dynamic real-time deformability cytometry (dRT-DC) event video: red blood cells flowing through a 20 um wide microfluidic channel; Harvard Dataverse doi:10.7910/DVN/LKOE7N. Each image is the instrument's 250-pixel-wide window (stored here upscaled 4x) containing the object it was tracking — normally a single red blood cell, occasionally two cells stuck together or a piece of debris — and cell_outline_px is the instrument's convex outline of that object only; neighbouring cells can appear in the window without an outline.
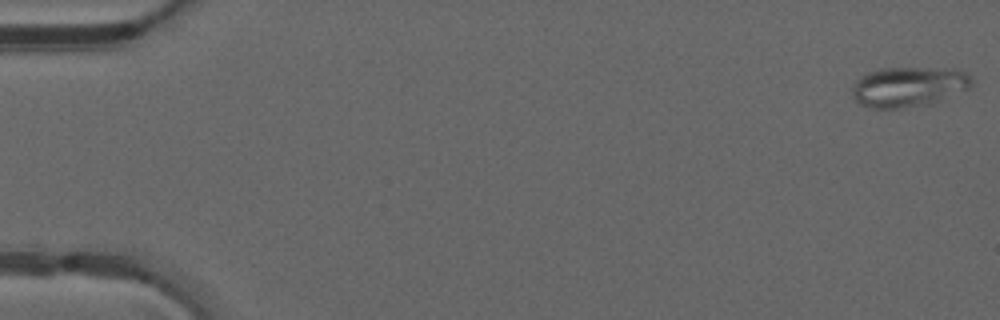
{"species": "common noctule bat (a hibernating species)", "species_latin": "Nyctalus noctula", "temperature_condition": "warm", "stored_images_in_passage": 49, "camera_frame_rate_fps": 3000, "um_per_image_px": 0.085, "animal": {"sex": "male", "forearm_length_mm": 52.5}, "frame": {"image": 1, "passage_image": 1, "time_ms": 0.0, "image_size_px": [1000, 320], "cell_outline_px": [[972, 84], [968, 88], [932, 104], [904, 108], [868, 108], [860, 104], [852, 96], [852, 88], [856, 80], [868, 72], [880, 68], [928, 68], [968, 72], [972, 76]], "centroid_in_image_um": [77.2, 7.39], "position_along_channel_um": 7.8, "area_um2": 27.86}}
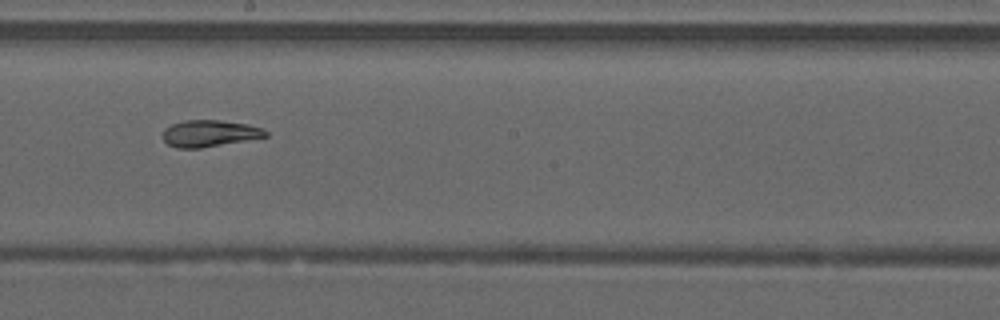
{"frame": {"image": 2, "passage_image": 28, "time_ms": 9.0, "image_size_px": [1000, 320], "cell_outline_px": [[268, 136], [200, 148], [176, 148], [168, 144], [160, 136], [164, 128], [172, 124], [184, 120], [220, 120], [248, 124], [264, 128], [268, 132]], "centroid_in_image_um": [17.78, 11.33], "position_along_channel_um": 230.4, "area_um2": 16.07}}
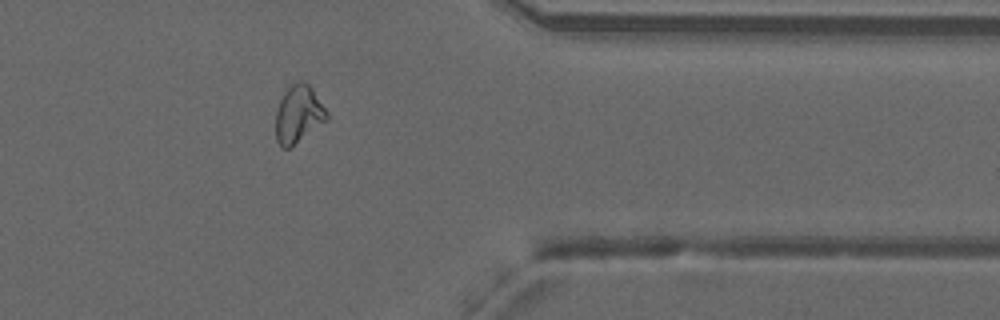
{"frame": {"image": 3, "passage_image": 40, "time_ms": 13.0, "image_size_px": [1000, 320], "cell_outline_px": [[328, 120], [288, 148], [280, 148], [276, 140], [276, 112], [280, 100], [284, 92], [296, 80], [304, 80], [312, 88], [328, 112]], "centroid_in_image_um": [25.37, 9.69], "position_along_channel_um": 386.0, "area_um2": 17.11}, "authors_computed_cell_mechanics": {"area_um2": 19.1896, "velocity_mm_per_s": 4.2328, "shape_relaxation_time_tau1_ms": null, "shape_relaxation_time_tau2_ms": 3.9964, "deformation_change_tau1": null, "deformation_change_tau2": 0.0767}}